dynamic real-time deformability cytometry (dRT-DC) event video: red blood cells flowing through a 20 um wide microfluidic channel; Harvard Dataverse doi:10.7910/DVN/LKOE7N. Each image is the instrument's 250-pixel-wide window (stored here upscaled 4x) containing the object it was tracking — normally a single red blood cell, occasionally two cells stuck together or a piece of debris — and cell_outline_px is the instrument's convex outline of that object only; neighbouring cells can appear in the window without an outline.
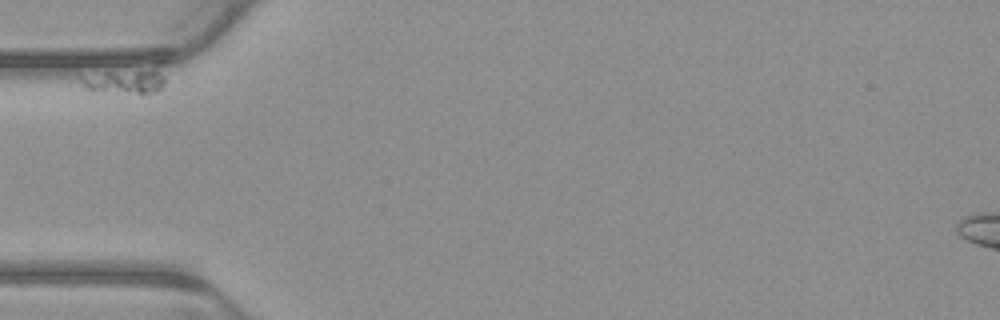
{"species": "common noctule bat (a hibernating species)", "species_latin": "Nyctalus noctula", "temperature_condition": "warm", "stored_images_in_passage": 7, "camera_frame_rate_fps": 3000, "um_per_image_px": 0.085, "animal": {"sex": "male", "body_mass_g": 23.1, "forearm_length_mm": 52.7}, "frame": {"image": 1, "passage_image": 1, "time_ms": 0.0, "image_size_px": [1000, 320], "cell_outline_px": [[164, 84], [156, 92], [144, 96], [88, 88], [84, 84], [84, 80], [108, 72], [152, 68], [156, 68], [164, 80]], "centroid_in_image_um": [10.89, 6.95], "position_along_channel_um": 74.1, "area_um2": 11.27}}